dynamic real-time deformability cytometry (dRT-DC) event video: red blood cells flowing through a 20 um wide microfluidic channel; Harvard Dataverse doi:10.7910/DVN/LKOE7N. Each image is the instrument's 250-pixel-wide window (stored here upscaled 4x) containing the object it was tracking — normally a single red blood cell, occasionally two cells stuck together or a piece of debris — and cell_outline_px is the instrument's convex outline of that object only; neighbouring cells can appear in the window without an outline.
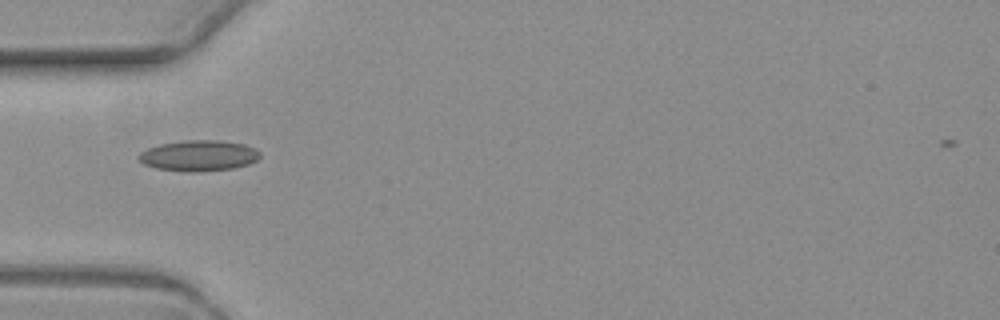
{"species": "common noctule bat (a hibernating species)", "species_latin": "Nyctalus noctula", "temperature_condition": "warm", "stored_images_in_passage": 9, "camera_frame_rate_fps": 3000, "um_per_image_px": 0.085, "animal": {"sex": "female", "body_mass_g": 19.3, "forearm_length_mm": 54.1}, "frame": {"image": 1, "passage_image": 5, "time_ms": 5.0, "image_size_px": [1000, 320], "cell_outline_px": [[260, 156], [256, 160], [248, 164], [232, 168], [196, 172], [188, 172], [156, 168], [144, 164], [136, 156], [140, 152], [148, 148], [160, 144], [184, 140], [220, 140], [244, 144], [256, 148], [260, 152]], "centroid_in_image_um": [16.89, 13.22], "position_along_channel_um": 68.1, "area_um2": 21.79}}
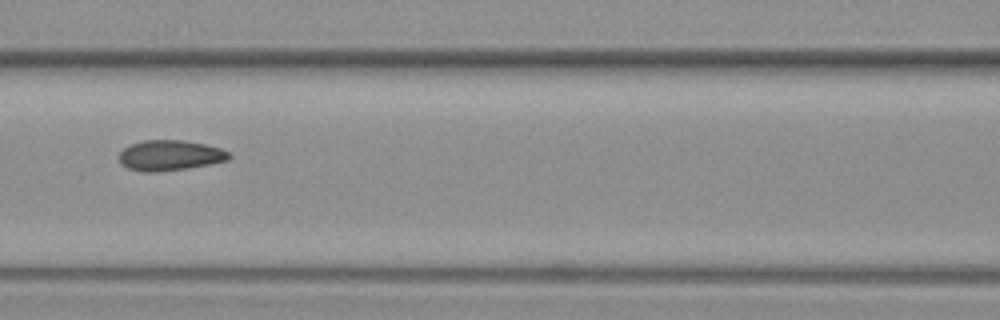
{"frame": {"image": 2, "passage_image": 7, "time_ms": 7.333, "image_size_px": [1000, 320], "cell_outline_px": [[232, 156], [228, 160], [188, 168], [152, 172], [144, 172], [128, 168], [120, 164], [120, 152], [124, 148], [132, 144], [144, 140], [184, 140], [204, 144], [220, 148], [228, 152]], "centroid_in_image_um": [14.44, 13.2], "position_along_channel_um": 152.2, "area_um2": 19.31}}
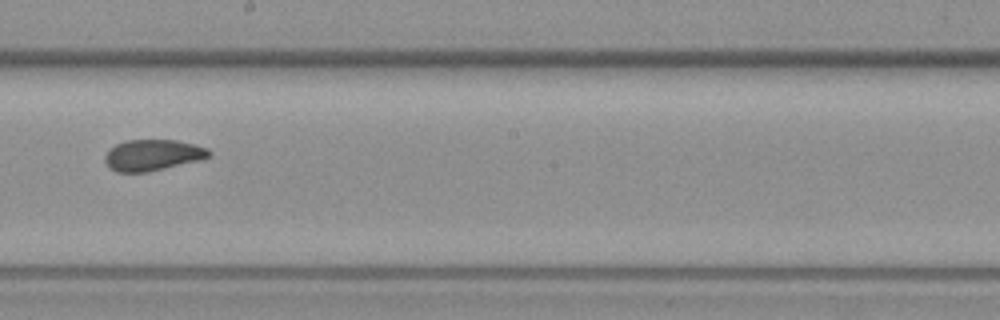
{"frame": {"image": 3, "passage_image": 9, "time_ms": 9.667, "image_size_px": [1000, 320], "cell_outline_px": [[212, 152], [208, 156], [200, 160], [148, 172], [116, 172], [108, 168], [104, 160], [104, 156], [116, 144], [128, 140], [176, 140], [208, 148]], "centroid_in_image_um": [12.96, 13.19], "position_along_channel_um": 235.2, "area_um2": 18.79}}